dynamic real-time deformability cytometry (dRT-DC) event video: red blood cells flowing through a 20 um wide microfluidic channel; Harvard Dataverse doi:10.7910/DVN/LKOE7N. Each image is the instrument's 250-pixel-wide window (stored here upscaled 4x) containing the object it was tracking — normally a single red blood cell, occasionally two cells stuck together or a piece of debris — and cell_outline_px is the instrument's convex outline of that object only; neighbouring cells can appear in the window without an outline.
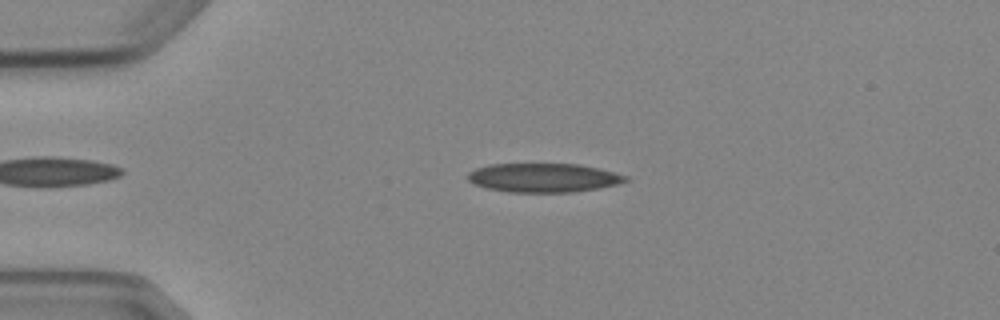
{"species": "Egyptian fruit bat (a non-hibernating species)", "species_latin": "Rousettus aegyptiacus", "temperature_condition": "cold", "stored_images_in_passage": 5, "camera_frame_rate_fps": 3000, "um_per_image_px": 0.085, "animal": {"sex": "female"}, "frame": {"image": 1, "passage_image": 4, "time_ms": 3.667, "image_size_px": [1000, 320], "cell_outline_px": [[632, 180], [600, 188], [572, 192], [508, 192], [488, 188], [476, 184], [468, 180], [468, 172], [476, 168], [488, 164], [580, 164], [628, 176]], "centroid_in_image_um": [46.21, 15.1], "position_along_channel_um": 38.8, "area_um2": 26.53}}